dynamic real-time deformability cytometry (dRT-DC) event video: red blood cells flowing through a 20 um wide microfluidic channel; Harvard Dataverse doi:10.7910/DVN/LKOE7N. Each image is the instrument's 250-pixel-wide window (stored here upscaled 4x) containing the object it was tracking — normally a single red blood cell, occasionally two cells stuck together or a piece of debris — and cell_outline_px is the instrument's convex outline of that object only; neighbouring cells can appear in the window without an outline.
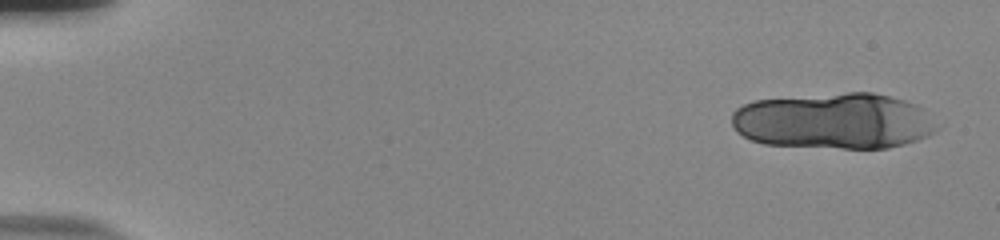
{"species": "human", "species_latin": "Homo sapiens", "temperature_condition": "room temperature", "stored_images_in_passage": 23, "camera_frame_rate_fps": 3000, "um_per_image_px": 0.085, "donor": {"sex": "male"}, "frame": {"image": 1, "passage_image": 3, "time_ms": 0.667, "image_size_px": [1000, 240], "cell_outline_px": [[936, 128], [928, 136], [904, 144], [888, 148], [844, 148], [764, 144], [752, 140], [736, 132], [732, 124], [732, 112], [736, 108], [744, 104], [756, 100], [848, 92], [872, 92], [904, 100], [920, 108]], "centroid_in_image_um": [70.8, 10.29], "position_along_channel_um": 14.2, "area_um2": 66.18}}
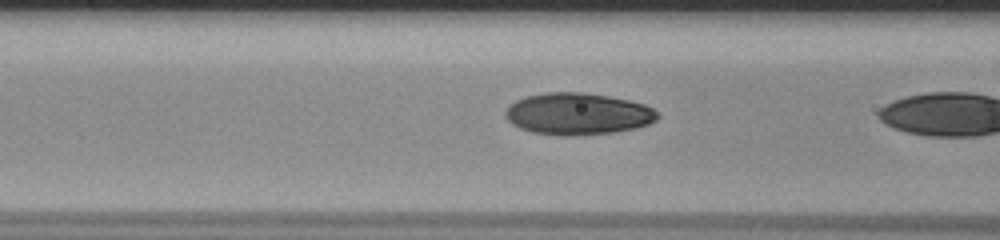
{"frame": {"image": 2, "passage_image": 22, "time_ms": 7.0, "image_size_px": [1000, 240], "cell_outline_px": [[660, 116], [656, 120], [648, 124], [636, 128], [612, 132], [572, 136], [560, 136], [532, 132], [520, 128], [512, 124], [504, 116], [504, 112], [508, 104], [524, 96], [544, 92], [580, 92], [608, 96], [628, 100], [644, 104], [652, 108]], "centroid_in_image_um": [49.06, 9.67], "position_along_channel_um": 117.5, "area_um2": 37.28}}